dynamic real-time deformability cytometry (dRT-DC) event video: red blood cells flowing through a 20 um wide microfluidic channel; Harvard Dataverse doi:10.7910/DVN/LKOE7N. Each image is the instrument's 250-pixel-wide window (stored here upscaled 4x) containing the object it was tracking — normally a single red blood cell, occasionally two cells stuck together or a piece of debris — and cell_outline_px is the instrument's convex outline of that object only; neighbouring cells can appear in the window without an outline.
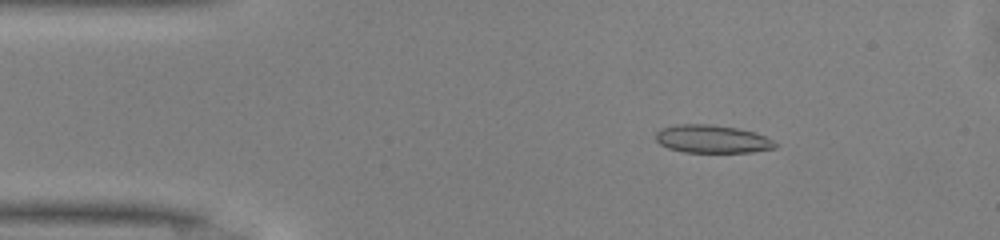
{"species": "common noctule bat (a hibernating species)", "species_latin": "Nyctalus noctula", "temperature_condition": "warm", "stored_images_in_passage": 48, "camera_frame_rate_fps": 3000, "um_per_image_px": 0.085, "animal": {"sex": "male", "body_mass_g": 13.0, "forearm_length_mm": 53.1}, "frame": {"image": 1, "passage_image": 7, "time_ms": 2.0, "image_size_px": [1000, 240], "cell_outline_px": [[780, 144], [776, 148], [752, 152], [684, 152], [668, 148], [660, 144], [656, 140], [656, 132], [660, 128], [676, 124], [708, 124], [736, 128], [756, 132], [776, 140]], "centroid_in_image_um": [60.58, 11.82], "position_along_channel_um": 24.4, "area_um2": 19.77}}
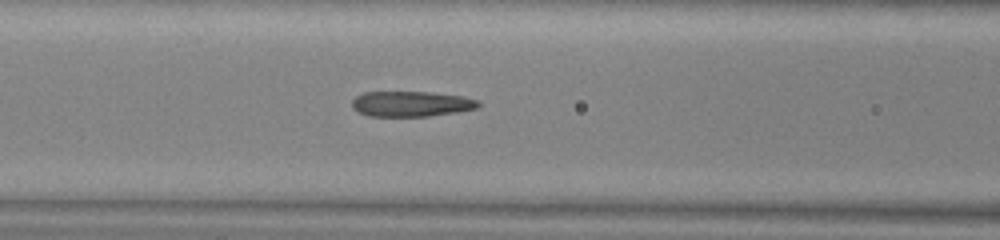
{"frame": {"image": 2, "passage_image": 19, "time_ms": 6.0, "image_size_px": [1000, 240], "cell_outline_px": [[480, 104], [476, 108], [456, 112], [428, 116], [368, 116], [352, 108], [352, 100], [356, 96], [364, 92], [428, 92], [460, 96], [476, 100]], "centroid_in_image_um": [34.9, 8.83], "position_along_channel_um": 131.7, "area_um2": 18.44}}
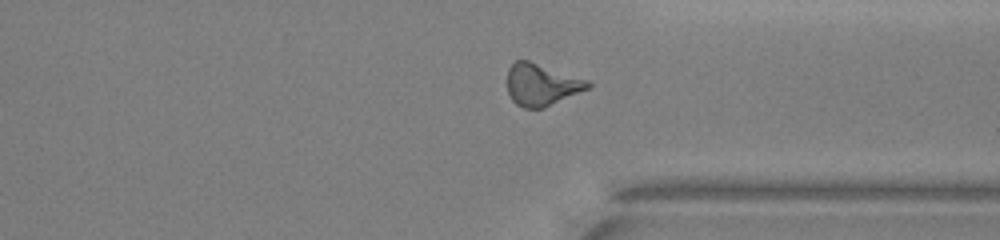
{"frame": {"image": 3, "passage_image": 36, "time_ms": 11.667, "image_size_px": [1000, 240], "cell_outline_px": [[592, 88], [544, 108], [524, 108], [516, 104], [512, 100], [508, 92], [508, 68], [516, 60], [528, 60], [588, 80], [592, 84]], "centroid_in_image_um": [46.06, 7.21], "position_along_channel_um": 365.3, "area_um2": 19.83}, "authors_computed_cell_mechanics": {"area_um2": 19.5653, "velocity_mm_per_s": 4.1577, "shape_relaxation_time_tau1_ms": null, "shape_relaxation_time_tau2_ms": 1.9803, "deformation_change_tau1": null, "deformation_change_tau2": 0.1138}}